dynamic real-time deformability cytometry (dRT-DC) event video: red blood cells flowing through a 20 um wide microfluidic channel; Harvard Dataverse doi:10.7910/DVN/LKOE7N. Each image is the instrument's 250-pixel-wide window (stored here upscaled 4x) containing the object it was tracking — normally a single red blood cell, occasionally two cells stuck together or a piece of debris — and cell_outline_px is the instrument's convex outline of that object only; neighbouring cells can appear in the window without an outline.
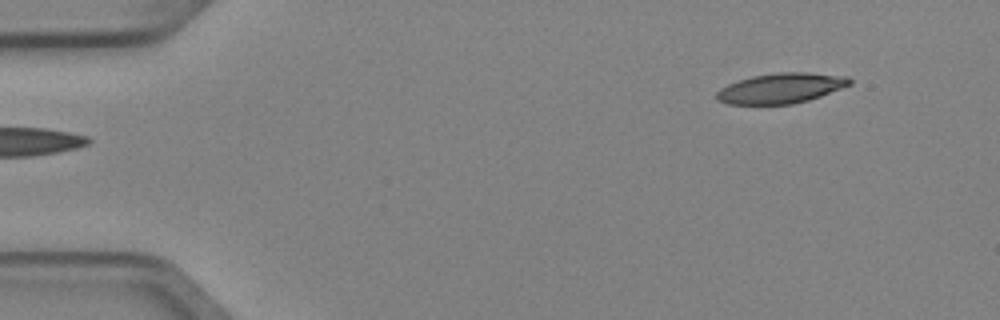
{"species": "Egyptian fruit bat (a non-hibernating species)", "species_latin": "Rousettus aegyptiacus", "temperature_condition": "cold", "stored_images_in_passage": 3, "segment_of_instrument_passage": [2, 2], "camera_frame_rate_fps": 3000, "um_per_image_px": 0.085, "animal": {"sex": "female"}, "frame": {"image": 1, "passage_image": 3, "time_ms": 0.667, "image_size_px": [1000, 320], "cell_outline_px": [[852, 84], [820, 96], [808, 100], [792, 104], [728, 104], [716, 100], [716, 92], [720, 88], [728, 84], [752, 76], [776, 72], [808, 72], [848, 76], [852, 80]], "centroid_in_image_um": [66.38, 7.49], "position_along_channel_um": 18.6, "area_um2": 23.47}}